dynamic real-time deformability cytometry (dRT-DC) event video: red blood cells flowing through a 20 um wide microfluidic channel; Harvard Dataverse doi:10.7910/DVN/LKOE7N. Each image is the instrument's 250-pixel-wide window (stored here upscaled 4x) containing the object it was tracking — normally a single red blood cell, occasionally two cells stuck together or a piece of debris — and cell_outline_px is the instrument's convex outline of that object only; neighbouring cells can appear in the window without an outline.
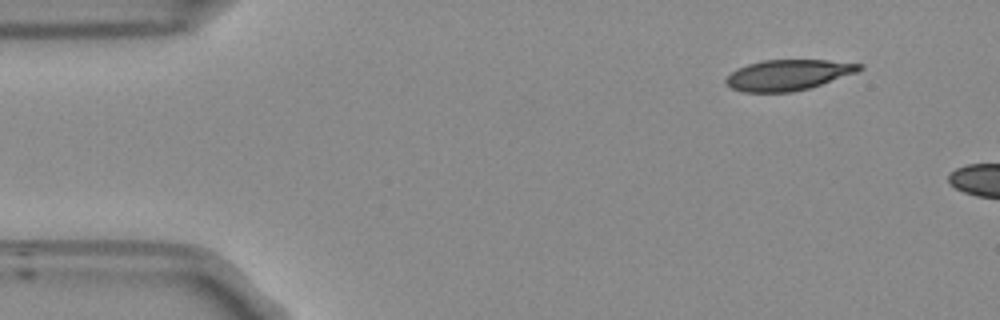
{"species": "Egyptian fruit bat (a non-hibernating species)", "species_latin": "Rousettus aegyptiacus", "temperature_condition": "room temperature", "stored_images_in_passage": 4, "camera_frame_rate_fps": 3000, "um_per_image_px": 0.085, "frame": {"image": 1, "passage_image": 1, "time_ms": 0.0, "image_size_px": [1000, 320], "cell_outline_px": [[864, 68], [856, 72], [808, 88], [792, 92], [744, 92], [732, 88], [724, 84], [724, 80], [736, 68], [748, 64], [764, 60], [828, 60], [864, 64]], "centroid_in_image_um": [66.96, 6.36], "position_along_channel_um": 18.0, "area_um2": 23.7}}